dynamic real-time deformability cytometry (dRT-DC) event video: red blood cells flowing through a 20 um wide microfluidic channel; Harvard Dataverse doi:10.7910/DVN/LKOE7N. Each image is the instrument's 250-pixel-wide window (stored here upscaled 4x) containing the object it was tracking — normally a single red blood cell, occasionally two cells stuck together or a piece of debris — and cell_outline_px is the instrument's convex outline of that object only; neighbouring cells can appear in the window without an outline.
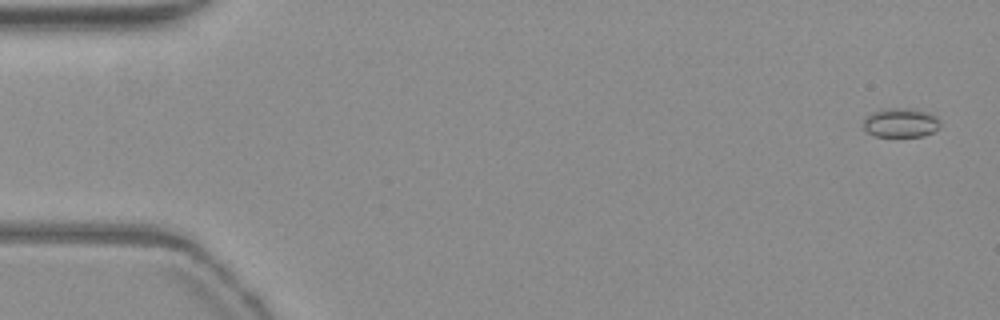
{"species": "common noctule bat (a hibernating species)", "species_latin": "Nyctalus noctula", "temperature_condition": "warm", "stored_images_in_passage": 54, "camera_frame_rate_fps": 3000, "um_per_image_px": 0.085, "animal": {"sex": "female", "body_mass_g": 19.3, "forearm_length_mm": 54.1}, "frame": {"image": 1, "passage_image": 2, "time_ms": 0.333, "image_size_px": [1000, 320], "cell_outline_px": [[940, 124], [932, 132], [920, 136], [876, 136], [868, 132], [864, 128], [864, 120], [872, 112], [880, 108], [916, 108], [936, 116]], "centroid_in_image_um": [76.54, 10.4], "position_along_channel_um": 8.5, "area_um2": 12.95}}
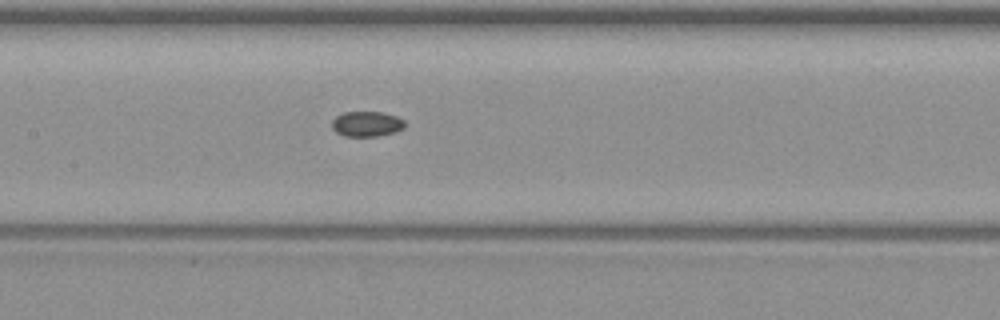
{"frame": {"image": 2, "passage_image": 26, "time_ms": 8.333, "image_size_px": [1000, 320], "cell_outline_px": [[404, 128], [396, 132], [376, 136], [344, 136], [336, 132], [332, 128], [332, 120], [336, 116], [344, 112], [384, 112], [396, 116], [404, 120]], "centroid_in_image_um": [31.17, 10.53], "position_along_channel_um": 176.2, "area_um2": 10.75}}
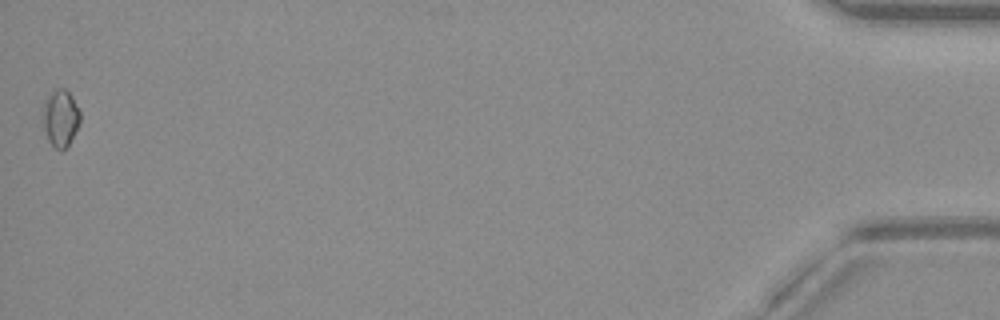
{"frame": {"image": 3, "passage_image": 54, "time_ms": 17.667, "image_size_px": [1000, 320], "cell_outline_px": [[80, 120], [68, 144], [60, 152], [48, 140], [44, 128], [44, 100], [56, 88], [64, 88], [72, 96], [80, 112]], "centroid_in_image_um": [5.14, 10.01], "position_along_channel_um": 430.1, "area_um2": 11.96}, "authors_computed_cell_mechanics": {"area_um2": 11.2132, "velocity_mm_per_s": 3.8262, "shape_relaxation_time_tau1_ms": null, "shape_relaxation_time_tau2_ms": 7.5548, "deformation_change_tau1": null, "deformation_change_tau2": 0.0584}}